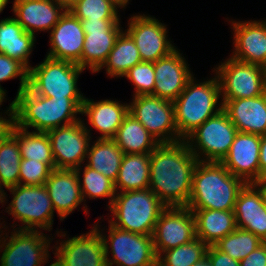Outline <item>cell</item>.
<instances>
[{"label":"cell","mask_w":266,"mask_h":266,"mask_svg":"<svg viewBox=\"0 0 266 266\" xmlns=\"http://www.w3.org/2000/svg\"><path fill=\"white\" fill-rule=\"evenodd\" d=\"M6 90H4L2 87H0V106L2 105L4 101V99H6ZM2 114L0 113V118H4L5 116H1Z\"/></svg>","instance_id":"cell-49"},{"label":"cell","mask_w":266,"mask_h":266,"mask_svg":"<svg viewBox=\"0 0 266 266\" xmlns=\"http://www.w3.org/2000/svg\"><path fill=\"white\" fill-rule=\"evenodd\" d=\"M263 242L254 233L237 227L232 233L221 238L215 246L231 258L241 261Z\"/></svg>","instance_id":"cell-38"},{"label":"cell","mask_w":266,"mask_h":266,"mask_svg":"<svg viewBox=\"0 0 266 266\" xmlns=\"http://www.w3.org/2000/svg\"><path fill=\"white\" fill-rule=\"evenodd\" d=\"M155 84L151 95L174 102L194 76L189 65L176 48L154 62Z\"/></svg>","instance_id":"cell-19"},{"label":"cell","mask_w":266,"mask_h":266,"mask_svg":"<svg viewBox=\"0 0 266 266\" xmlns=\"http://www.w3.org/2000/svg\"><path fill=\"white\" fill-rule=\"evenodd\" d=\"M14 101V124L36 132L73 124L82 118L81 108L69 97L48 98L33 93L28 87L22 90Z\"/></svg>","instance_id":"cell-3"},{"label":"cell","mask_w":266,"mask_h":266,"mask_svg":"<svg viewBox=\"0 0 266 266\" xmlns=\"http://www.w3.org/2000/svg\"><path fill=\"white\" fill-rule=\"evenodd\" d=\"M84 36L80 19L67 9L50 31V51L46 56L80 67Z\"/></svg>","instance_id":"cell-18"},{"label":"cell","mask_w":266,"mask_h":266,"mask_svg":"<svg viewBox=\"0 0 266 266\" xmlns=\"http://www.w3.org/2000/svg\"><path fill=\"white\" fill-rule=\"evenodd\" d=\"M9 0H0V13L4 10Z\"/></svg>","instance_id":"cell-51"},{"label":"cell","mask_w":266,"mask_h":266,"mask_svg":"<svg viewBox=\"0 0 266 266\" xmlns=\"http://www.w3.org/2000/svg\"><path fill=\"white\" fill-rule=\"evenodd\" d=\"M166 207L150 188L116 192L108 207L113 215L108 223L132 233L153 235L156 222Z\"/></svg>","instance_id":"cell-5"},{"label":"cell","mask_w":266,"mask_h":266,"mask_svg":"<svg viewBox=\"0 0 266 266\" xmlns=\"http://www.w3.org/2000/svg\"><path fill=\"white\" fill-rule=\"evenodd\" d=\"M1 235L0 266H43L48 262L53 239L41 230L12 229L10 237L3 231Z\"/></svg>","instance_id":"cell-11"},{"label":"cell","mask_w":266,"mask_h":266,"mask_svg":"<svg viewBox=\"0 0 266 266\" xmlns=\"http://www.w3.org/2000/svg\"><path fill=\"white\" fill-rule=\"evenodd\" d=\"M132 114L158 141L174 143L181 141L175 125L174 103L151 94L133 96L129 103Z\"/></svg>","instance_id":"cell-12"},{"label":"cell","mask_w":266,"mask_h":266,"mask_svg":"<svg viewBox=\"0 0 266 266\" xmlns=\"http://www.w3.org/2000/svg\"><path fill=\"white\" fill-rule=\"evenodd\" d=\"M35 36L26 32L14 17L0 20V53L21 62L28 70Z\"/></svg>","instance_id":"cell-27"},{"label":"cell","mask_w":266,"mask_h":266,"mask_svg":"<svg viewBox=\"0 0 266 266\" xmlns=\"http://www.w3.org/2000/svg\"><path fill=\"white\" fill-rule=\"evenodd\" d=\"M214 76V78L211 77L207 81L198 83L193 76L173 102L175 125L181 140H185L207 119L223 109L222 101H219L220 84L217 76Z\"/></svg>","instance_id":"cell-4"},{"label":"cell","mask_w":266,"mask_h":266,"mask_svg":"<svg viewBox=\"0 0 266 266\" xmlns=\"http://www.w3.org/2000/svg\"><path fill=\"white\" fill-rule=\"evenodd\" d=\"M261 135L238 132L222 164L246 184L260 179Z\"/></svg>","instance_id":"cell-20"},{"label":"cell","mask_w":266,"mask_h":266,"mask_svg":"<svg viewBox=\"0 0 266 266\" xmlns=\"http://www.w3.org/2000/svg\"><path fill=\"white\" fill-rule=\"evenodd\" d=\"M6 118H0V145L5 140V138L11 133L14 124V101H12L7 108Z\"/></svg>","instance_id":"cell-44"},{"label":"cell","mask_w":266,"mask_h":266,"mask_svg":"<svg viewBox=\"0 0 266 266\" xmlns=\"http://www.w3.org/2000/svg\"><path fill=\"white\" fill-rule=\"evenodd\" d=\"M45 186L60 221L84 202L75 170L53 169Z\"/></svg>","instance_id":"cell-24"},{"label":"cell","mask_w":266,"mask_h":266,"mask_svg":"<svg viewBox=\"0 0 266 266\" xmlns=\"http://www.w3.org/2000/svg\"><path fill=\"white\" fill-rule=\"evenodd\" d=\"M140 62H142V59L134 40L123 30L110 51L106 62L97 72L105 68L108 76L123 77L129 69Z\"/></svg>","instance_id":"cell-32"},{"label":"cell","mask_w":266,"mask_h":266,"mask_svg":"<svg viewBox=\"0 0 266 266\" xmlns=\"http://www.w3.org/2000/svg\"><path fill=\"white\" fill-rule=\"evenodd\" d=\"M237 133L238 130L222 109L193 131L185 142L198 161L222 162Z\"/></svg>","instance_id":"cell-8"},{"label":"cell","mask_w":266,"mask_h":266,"mask_svg":"<svg viewBox=\"0 0 266 266\" xmlns=\"http://www.w3.org/2000/svg\"><path fill=\"white\" fill-rule=\"evenodd\" d=\"M21 153L18 138L11 132L0 145V187L19 184Z\"/></svg>","instance_id":"cell-34"},{"label":"cell","mask_w":266,"mask_h":266,"mask_svg":"<svg viewBox=\"0 0 266 266\" xmlns=\"http://www.w3.org/2000/svg\"><path fill=\"white\" fill-rule=\"evenodd\" d=\"M128 113L129 103L111 99L96 102L85 97L81 107V115L87 116L90 126L101 133L98 139H113Z\"/></svg>","instance_id":"cell-26"},{"label":"cell","mask_w":266,"mask_h":266,"mask_svg":"<svg viewBox=\"0 0 266 266\" xmlns=\"http://www.w3.org/2000/svg\"><path fill=\"white\" fill-rule=\"evenodd\" d=\"M195 218L196 237L208 246L215 245L221 238L236 228L234 211L212 209H190Z\"/></svg>","instance_id":"cell-28"},{"label":"cell","mask_w":266,"mask_h":266,"mask_svg":"<svg viewBox=\"0 0 266 266\" xmlns=\"http://www.w3.org/2000/svg\"><path fill=\"white\" fill-rule=\"evenodd\" d=\"M14 18L23 29L34 35L36 31H49L67 10L57 0H14Z\"/></svg>","instance_id":"cell-22"},{"label":"cell","mask_w":266,"mask_h":266,"mask_svg":"<svg viewBox=\"0 0 266 266\" xmlns=\"http://www.w3.org/2000/svg\"><path fill=\"white\" fill-rule=\"evenodd\" d=\"M125 31L134 40L142 61L156 62L176 49L168 39L166 25L150 15H132Z\"/></svg>","instance_id":"cell-16"},{"label":"cell","mask_w":266,"mask_h":266,"mask_svg":"<svg viewBox=\"0 0 266 266\" xmlns=\"http://www.w3.org/2000/svg\"><path fill=\"white\" fill-rule=\"evenodd\" d=\"M91 229L88 233L59 241V246L55 244L53 266H107L100 231L94 225Z\"/></svg>","instance_id":"cell-17"},{"label":"cell","mask_w":266,"mask_h":266,"mask_svg":"<svg viewBox=\"0 0 266 266\" xmlns=\"http://www.w3.org/2000/svg\"><path fill=\"white\" fill-rule=\"evenodd\" d=\"M229 22L234 32L231 57L266 68V19Z\"/></svg>","instance_id":"cell-21"},{"label":"cell","mask_w":266,"mask_h":266,"mask_svg":"<svg viewBox=\"0 0 266 266\" xmlns=\"http://www.w3.org/2000/svg\"><path fill=\"white\" fill-rule=\"evenodd\" d=\"M119 0H77L68 10L80 20H120Z\"/></svg>","instance_id":"cell-36"},{"label":"cell","mask_w":266,"mask_h":266,"mask_svg":"<svg viewBox=\"0 0 266 266\" xmlns=\"http://www.w3.org/2000/svg\"><path fill=\"white\" fill-rule=\"evenodd\" d=\"M123 77L135 86L133 96L152 94L156 81L154 62L142 61L129 69Z\"/></svg>","instance_id":"cell-39"},{"label":"cell","mask_w":266,"mask_h":266,"mask_svg":"<svg viewBox=\"0 0 266 266\" xmlns=\"http://www.w3.org/2000/svg\"><path fill=\"white\" fill-rule=\"evenodd\" d=\"M6 199H7V195L4 192V190L0 187V203L2 204V206L4 205Z\"/></svg>","instance_id":"cell-50"},{"label":"cell","mask_w":266,"mask_h":266,"mask_svg":"<svg viewBox=\"0 0 266 266\" xmlns=\"http://www.w3.org/2000/svg\"><path fill=\"white\" fill-rule=\"evenodd\" d=\"M207 256L212 266H240V261L231 258L226 253L219 250L215 245L209 246Z\"/></svg>","instance_id":"cell-42"},{"label":"cell","mask_w":266,"mask_h":266,"mask_svg":"<svg viewBox=\"0 0 266 266\" xmlns=\"http://www.w3.org/2000/svg\"><path fill=\"white\" fill-rule=\"evenodd\" d=\"M198 159L185 140L160 143L150 153L149 188L167 206H187Z\"/></svg>","instance_id":"cell-1"},{"label":"cell","mask_w":266,"mask_h":266,"mask_svg":"<svg viewBox=\"0 0 266 266\" xmlns=\"http://www.w3.org/2000/svg\"><path fill=\"white\" fill-rule=\"evenodd\" d=\"M252 184L260 191L263 203L266 206V177L260 178Z\"/></svg>","instance_id":"cell-46"},{"label":"cell","mask_w":266,"mask_h":266,"mask_svg":"<svg viewBox=\"0 0 266 266\" xmlns=\"http://www.w3.org/2000/svg\"><path fill=\"white\" fill-rule=\"evenodd\" d=\"M11 132L18 138L21 158L34 159L56 169L47 132H30L15 125Z\"/></svg>","instance_id":"cell-33"},{"label":"cell","mask_w":266,"mask_h":266,"mask_svg":"<svg viewBox=\"0 0 266 266\" xmlns=\"http://www.w3.org/2000/svg\"><path fill=\"white\" fill-rule=\"evenodd\" d=\"M83 71L77 64L46 56L43 62L30 67L27 87L48 98L69 97L81 108L85 96L79 91L77 81Z\"/></svg>","instance_id":"cell-6"},{"label":"cell","mask_w":266,"mask_h":266,"mask_svg":"<svg viewBox=\"0 0 266 266\" xmlns=\"http://www.w3.org/2000/svg\"><path fill=\"white\" fill-rule=\"evenodd\" d=\"M98 222L97 219L94 226L103 240L107 266H153L157 262L152 235L121 230L109 223V235L106 236L99 229ZM109 253L112 254L110 259Z\"/></svg>","instance_id":"cell-9"},{"label":"cell","mask_w":266,"mask_h":266,"mask_svg":"<svg viewBox=\"0 0 266 266\" xmlns=\"http://www.w3.org/2000/svg\"><path fill=\"white\" fill-rule=\"evenodd\" d=\"M123 151L113 139H96L86 155L88 167L103 174L114 183L123 158Z\"/></svg>","instance_id":"cell-31"},{"label":"cell","mask_w":266,"mask_h":266,"mask_svg":"<svg viewBox=\"0 0 266 266\" xmlns=\"http://www.w3.org/2000/svg\"><path fill=\"white\" fill-rule=\"evenodd\" d=\"M29 70L19 61L0 53V82L20 77L17 95L28 86ZM1 87V85H0Z\"/></svg>","instance_id":"cell-41"},{"label":"cell","mask_w":266,"mask_h":266,"mask_svg":"<svg viewBox=\"0 0 266 266\" xmlns=\"http://www.w3.org/2000/svg\"><path fill=\"white\" fill-rule=\"evenodd\" d=\"M240 266H266V242L242 259Z\"/></svg>","instance_id":"cell-43"},{"label":"cell","mask_w":266,"mask_h":266,"mask_svg":"<svg viewBox=\"0 0 266 266\" xmlns=\"http://www.w3.org/2000/svg\"><path fill=\"white\" fill-rule=\"evenodd\" d=\"M52 169L43 162L22 158L19 169L20 185H45Z\"/></svg>","instance_id":"cell-40"},{"label":"cell","mask_w":266,"mask_h":266,"mask_svg":"<svg viewBox=\"0 0 266 266\" xmlns=\"http://www.w3.org/2000/svg\"><path fill=\"white\" fill-rule=\"evenodd\" d=\"M152 237L157 257L163 251L197 238L192 210L186 206L166 207L156 222Z\"/></svg>","instance_id":"cell-15"},{"label":"cell","mask_w":266,"mask_h":266,"mask_svg":"<svg viewBox=\"0 0 266 266\" xmlns=\"http://www.w3.org/2000/svg\"><path fill=\"white\" fill-rule=\"evenodd\" d=\"M125 7L129 4V0H119Z\"/></svg>","instance_id":"cell-52"},{"label":"cell","mask_w":266,"mask_h":266,"mask_svg":"<svg viewBox=\"0 0 266 266\" xmlns=\"http://www.w3.org/2000/svg\"><path fill=\"white\" fill-rule=\"evenodd\" d=\"M234 214L237 227L250 231L266 242V206L260 191L252 184H245L239 191Z\"/></svg>","instance_id":"cell-25"},{"label":"cell","mask_w":266,"mask_h":266,"mask_svg":"<svg viewBox=\"0 0 266 266\" xmlns=\"http://www.w3.org/2000/svg\"><path fill=\"white\" fill-rule=\"evenodd\" d=\"M153 266H163V265L160 264V263L157 261Z\"/></svg>","instance_id":"cell-53"},{"label":"cell","mask_w":266,"mask_h":266,"mask_svg":"<svg viewBox=\"0 0 266 266\" xmlns=\"http://www.w3.org/2000/svg\"><path fill=\"white\" fill-rule=\"evenodd\" d=\"M192 266H212V263L209 260L208 256L206 255L205 257H203L202 259H200L199 261H197Z\"/></svg>","instance_id":"cell-47"},{"label":"cell","mask_w":266,"mask_h":266,"mask_svg":"<svg viewBox=\"0 0 266 266\" xmlns=\"http://www.w3.org/2000/svg\"><path fill=\"white\" fill-rule=\"evenodd\" d=\"M113 140L124 154L151 153L159 145L158 141L130 113L124 117Z\"/></svg>","instance_id":"cell-29"},{"label":"cell","mask_w":266,"mask_h":266,"mask_svg":"<svg viewBox=\"0 0 266 266\" xmlns=\"http://www.w3.org/2000/svg\"><path fill=\"white\" fill-rule=\"evenodd\" d=\"M208 245L201 239L163 251L157 261L163 266H192L207 255Z\"/></svg>","instance_id":"cell-37"},{"label":"cell","mask_w":266,"mask_h":266,"mask_svg":"<svg viewBox=\"0 0 266 266\" xmlns=\"http://www.w3.org/2000/svg\"><path fill=\"white\" fill-rule=\"evenodd\" d=\"M85 36L80 67L96 73L106 62L123 31L120 20H80ZM87 67V68H86Z\"/></svg>","instance_id":"cell-14"},{"label":"cell","mask_w":266,"mask_h":266,"mask_svg":"<svg viewBox=\"0 0 266 266\" xmlns=\"http://www.w3.org/2000/svg\"><path fill=\"white\" fill-rule=\"evenodd\" d=\"M61 3L66 9H68L71 5H73L77 0H57Z\"/></svg>","instance_id":"cell-48"},{"label":"cell","mask_w":266,"mask_h":266,"mask_svg":"<svg viewBox=\"0 0 266 266\" xmlns=\"http://www.w3.org/2000/svg\"><path fill=\"white\" fill-rule=\"evenodd\" d=\"M149 169L150 153L124 154L114 183L116 192L148 189Z\"/></svg>","instance_id":"cell-30"},{"label":"cell","mask_w":266,"mask_h":266,"mask_svg":"<svg viewBox=\"0 0 266 266\" xmlns=\"http://www.w3.org/2000/svg\"><path fill=\"white\" fill-rule=\"evenodd\" d=\"M1 226H2V225H1V223H0V232L2 231V230H1V229H2ZM1 234H2V232L0 233V235H1Z\"/></svg>","instance_id":"cell-54"},{"label":"cell","mask_w":266,"mask_h":266,"mask_svg":"<svg viewBox=\"0 0 266 266\" xmlns=\"http://www.w3.org/2000/svg\"><path fill=\"white\" fill-rule=\"evenodd\" d=\"M83 166L78 167L75 171L78 174L79 185L81 194L85 203V198H109L110 207L116 195L115 185L112 180L105 177L100 172L91 169L87 165L83 168V178H81V171Z\"/></svg>","instance_id":"cell-35"},{"label":"cell","mask_w":266,"mask_h":266,"mask_svg":"<svg viewBox=\"0 0 266 266\" xmlns=\"http://www.w3.org/2000/svg\"><path fill=\"white\" fill-rule=\"evenodd\" d=\"M8 190L13 198L5 212L24 225L14 229L51 231L55 210L45 185L18 184Z\"/></svg>","instance_id":"cell-7"},{"label":"cell","mask_w":266,"mask_h":266,"mask_svg":"<svg viewBox=\"0 0 266 266\" xmlns=\"http://www.w3.org/2000/svg\"><path fill=\"white\" fill-rule=\"evenodd\" d=\"M246 183L221 162L198 161L192 180L189 209L234 211L239 191Z\"/></svg>","instance_id":"cell-2"},{"label":"cell","mask_w":266,"mask_h":266,"mask_svg":"<svg viewBox=\"0 0 266 266\" xmlns=\"http://www.w3.org/2000/svg\"><path fill=\"white\" fill-rule=\"evenodd\" d=\"M84 120L61 126L47 132L56 169L75 170L86 160L91 130Z\"/></svg>","instance_id":"cell-13"},{"label":"cell","mask_w":266,"mask_h":266,"mask_svg":"<svg viewBox=\"0 0 266 266\" xmlns=\"http://www.w3.org/2000/svg\"><path fill=\"white\" fill-rule=\"evenodd\" d=\"M221 99L253 98L266 92V68L235 60L231 56L214 70Z\"/></svg>","instance_id":"cell-10"},{"label":"cell","mask_w":266,"mask_h":266,"mask_svg":"<svg viewBox=\"0 0 266 266\" xmlns=\"http://www.w3.org/2000/svg\"><path fill=\"white\" fill-rule=\"evenodd\" d=\"M259 166H260V178L266 177V134L261 135Z\"/></svg>","instance_id":"cell-45"},{"label":"cell","mask_w":266,"mask_h":266,"mask_svg":"<svg viewBox=\"0 0 266 266\" xmlns=\"http://www.w3.org/2000/svg\"><path fill=\"white\" fill-rule=\"evenodd\" d=\"M238 132L266 134V92L253 98L221 99Z\"/></svg>","instance_id":"cell-23"}]
</instances>
